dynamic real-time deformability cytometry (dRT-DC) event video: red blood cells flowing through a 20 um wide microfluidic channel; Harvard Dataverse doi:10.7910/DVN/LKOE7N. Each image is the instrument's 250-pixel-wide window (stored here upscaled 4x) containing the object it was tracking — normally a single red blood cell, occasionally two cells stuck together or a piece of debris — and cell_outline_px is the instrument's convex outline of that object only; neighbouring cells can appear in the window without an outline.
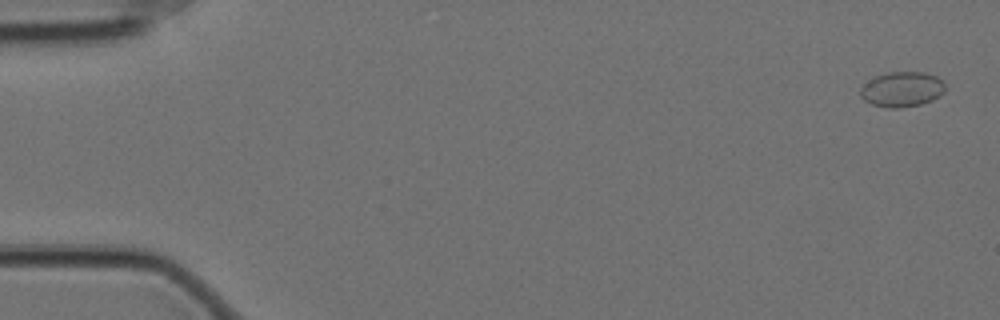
{"species": "Egyptian fruit bat (a non-hibernating species)", "species_latin": "Rousettus aegyptiacus", "temperature_condition": "cold", "stored_images_in_passage": 57, "camera_frame_rate_fps": 3000, "um_per_image_px": 0.085, "animal": {"sex": "female"}, "frame": {"image": 1, "passage_image": 1, "time_ms": 0.0, "image_size_px": [1000, 320], "cell_outline_px": [[944, 92], [940, 96], [932, 100], [920, 104], [900, 108], [892, 108], [872, 104], [864, 100], [860, 96], [860, 88], [872, 76], [888, 72], [924, 72], [936, 76], [944, 80]], "centroid_in_image_um": [76.66, 7.57], "position_along_channel_um": 8.3, "area_um2": 17.51}}
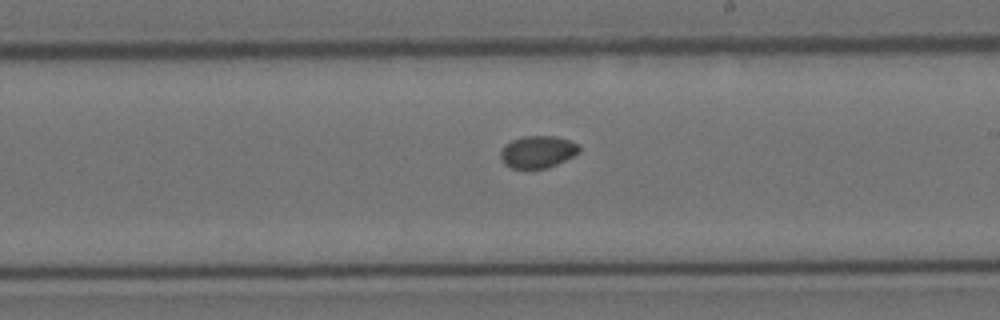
{"frame": {"image": 2, "passage_image": 33, "time_ms": 10.667, "image_size_px": [1000, 320], "cell_outline_px": [[580, 152], [548, 168], [512, 168], [504, 164], [500, 156], [500, 152], [504, 144], [512, 140], [524, 136], [556, 136], [580, 144]], "centroid_in_image_um": [45.7, 12.89], "position_along_channel_um": 243.3, "area_um2": 14.74}}
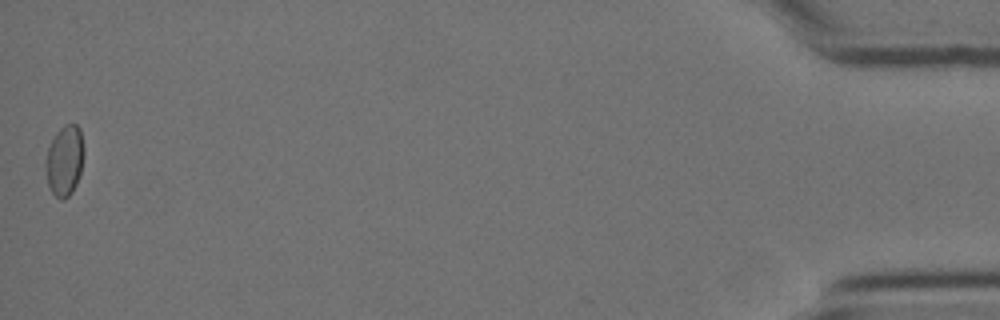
{"frame": {"image": 3, "passage_image": 57, "time_ms": 18.667, "image_size_px": [1000, 320], "cell_outline_px": [[84, 156], [80, 172], [76, 184], [72, 192], [64, 200], [60, 200], [52, 192], [48, 184], [44, 164], [48, 148], [56, 132], [64, 124], [76, 124], [80, 128], [84, 148]], "centroid_in_image_um": [5.49, 13.64], "position_along_channel_um": 429.7, "area_um2": 15.84}}